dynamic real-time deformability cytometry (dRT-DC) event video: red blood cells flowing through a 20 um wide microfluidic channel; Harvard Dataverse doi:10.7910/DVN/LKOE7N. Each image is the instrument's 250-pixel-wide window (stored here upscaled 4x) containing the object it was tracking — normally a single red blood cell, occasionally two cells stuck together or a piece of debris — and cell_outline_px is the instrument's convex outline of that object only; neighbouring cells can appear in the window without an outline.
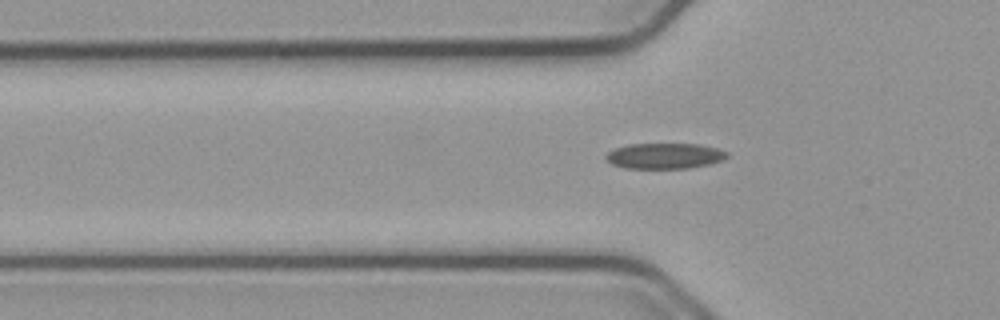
{"species": "common noctule bat (a hibernating species)", "species_latin": "Nyctalus noctula", "temperature_condition": "cold", "stored_images_in_passage": 6, "camera_frame_rate_fps": 3000, "um_per_image_px": 0.085, "animal": {"sex": "male", "body_mass_g": 23.1, "forearm_length_mm": 52.7}, "frame": {"image": 1, "passage_image": 4, "time_ms": 1.0, "image_size_px": [1000, 320], "cell_outline_px": [[728, 156], [720, 160], [708, 164], [688, 168], [624, 168], [612, 164], [604, 156], [608, 152], [616, 148], [628, 144], [700, 144], [716, 148], [728, 152]], "centroid_in_image_um": [56.47, 13.25], "position_along_channel_um": 69.3, "area_um2": 17.92}}